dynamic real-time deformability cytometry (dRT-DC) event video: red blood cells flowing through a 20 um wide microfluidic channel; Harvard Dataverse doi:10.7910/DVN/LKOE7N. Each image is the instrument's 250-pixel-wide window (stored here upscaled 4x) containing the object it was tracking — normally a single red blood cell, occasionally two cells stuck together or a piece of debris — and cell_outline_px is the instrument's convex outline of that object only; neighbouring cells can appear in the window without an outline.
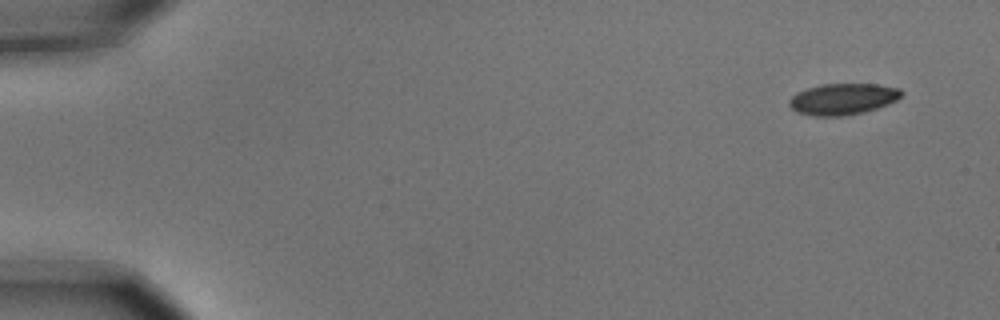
{"species": "common noctule bat (a hibernating species)", "species_latin": "Nyctalus noctula", "temperature_condition": "cold", "stored_images_in_passage": 5, "segment_of_instrument_passage": [1, 2], "camera_frame_rate_fps": 3000, "um_per_image_px": 0.085, "animal": {"sex": "male", "body_mass_g": 15.6}, "frame": {"image": 1, "passage_image": 1, "time_ms": 0.0, "image_size_px": [1000, 320], "cell_outline_px": [[904, 92], [896, 100], [888, 104], [864, 112], [840, 116], [812, 116], [800, 112], [792, 108], [788, 104], [788, 100], [796, 92], [820, 84], [876, 84], [900, 88]], "centroid_in_image_um": [71.64, 8.41], "position_along_channel_um": 13.4, "area_um2": 20.4}}